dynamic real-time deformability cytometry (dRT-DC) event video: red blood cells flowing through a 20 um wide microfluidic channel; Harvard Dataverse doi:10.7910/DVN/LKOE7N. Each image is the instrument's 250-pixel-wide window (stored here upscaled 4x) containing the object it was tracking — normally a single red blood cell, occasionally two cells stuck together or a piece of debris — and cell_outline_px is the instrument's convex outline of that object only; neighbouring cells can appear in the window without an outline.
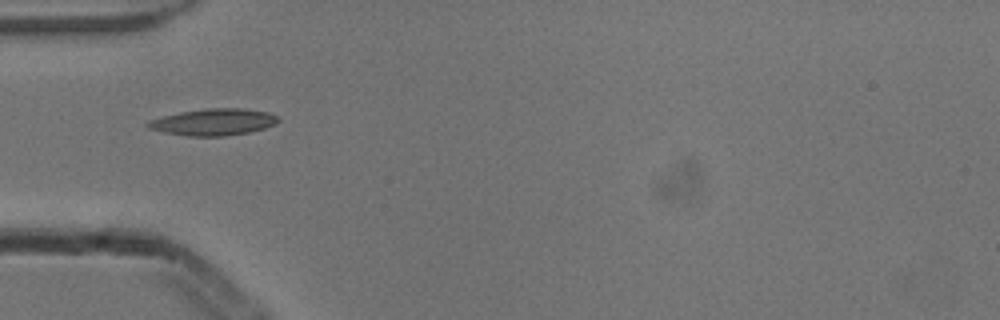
{"species": "common noctule bat (a hibernating species)", "species_latin": "Nyctalus noctula", "temperature_condition": "cold", "stored_images_in_passage": 3, "camera_frame_rate_fps": 3000, "um_per_image_px": 0.085, "animal": {"sex": "male", "body_mass_g": 13.3}, "frame": {"image": 1, "passage_image": 1, "time_ms": 0.0, "image_size_px": [1000, 320], "cell_outline_px": [[280, 120], [276, 124], [264, 128], [248, 132], [224, 136], [188, 136], [164, 132], [148, 128], [144, 124], [148, 120], [180, 112], [204, 108], [240, 108], [268, 112], [276, 116]], "centroid_in_image_um": [18.12, 10.37], "position_along_channel_um": 66.9, "area_um2": 20.23}}
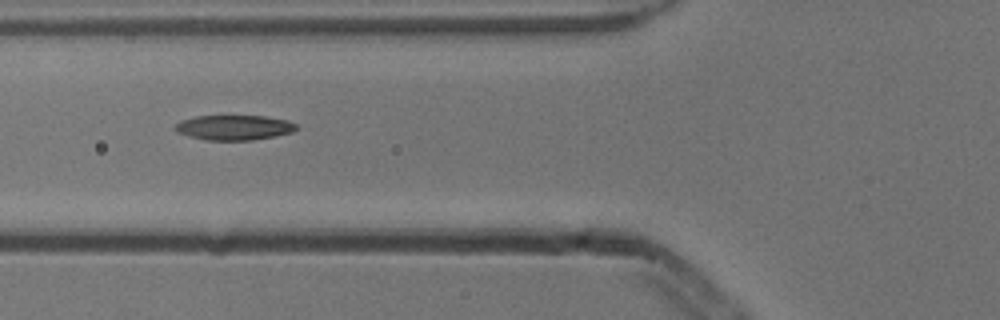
{"frame": {"image": 2, "passage_image": 2, "time_ms": 0.333, "image_size_px": [1000, 320], "cell_outline_px": [[296, 128], [292, 132], [252, 140], [208, 140], [176, 132], [176, 124], [180, 120], [196, 116], [264, 116], [288, 120], [296, 124]], "centroid_in_image_um": [19.9, 10.83], "position_along_channel_um": 105.9, "area_um2": 17.34}}
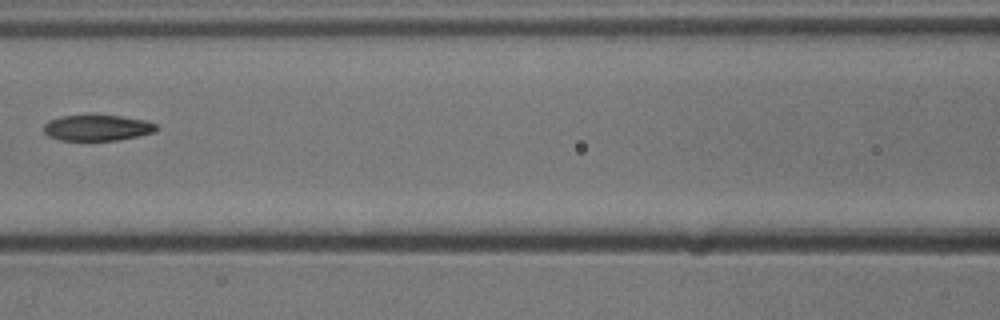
{"frame": {"image": 3, "passage_image": 3, "time_ms": 0.667, "image_size_px": [1000, 320], "cell_outline_px": [[160, 128], [156, 132], [116, 140], [60, 140], [48, 136], [44, 132], [44, 124], [48, 120], [60, 116], [88, 112], [120, 116], [144, 120], [156, 124]], "centroid_in_image_um": [8.23, 10.81], "position_along_channel_um": 158.4, "area_um2": 17.69}}